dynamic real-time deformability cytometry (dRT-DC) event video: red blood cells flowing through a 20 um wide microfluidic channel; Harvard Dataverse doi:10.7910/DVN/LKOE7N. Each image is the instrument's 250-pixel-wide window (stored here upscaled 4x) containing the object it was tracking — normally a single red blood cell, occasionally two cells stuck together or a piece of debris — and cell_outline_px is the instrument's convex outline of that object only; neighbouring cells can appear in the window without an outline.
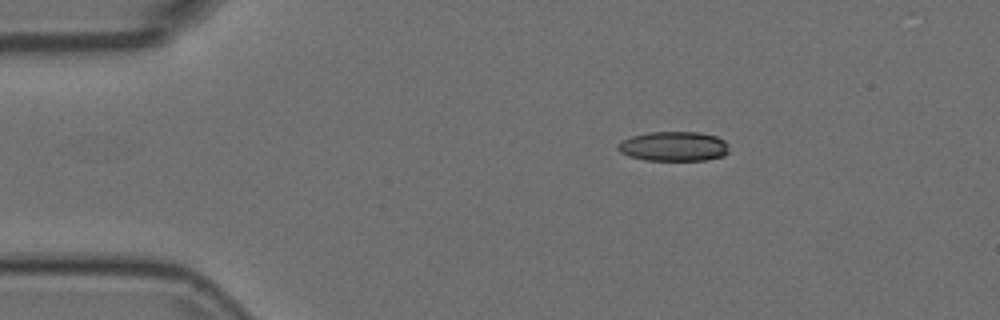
{"species": "Egyptian fruit bat (a non-hibernating species)", "species_latin": "Rousettus aegyptiacus", "temperature_condition": "room temperature", "stored_images_in_passage": 5, "camera_frame_rate_fps": 3000, "um_per_image_px": 0.085, "animal": {"sex": "female"}, "frame": {"image": 1, "passage_image": 2, "time_ms": 0.333, "image_size_px": [1000, 320], "cell_outline_px": [[728, 152], [724, 156], [708, 160], [644, 160], [628, 156], [620, 152], [616, 148], [616, 144], [620, 140], [632, 136], [648, 132], [700, 132], [716, 136], [724, 140], [728, 144]], "centroid_in_image_um": [57.24, 12.44], "position_along_channel_um": 27.8, "area_um2": 19.48}}
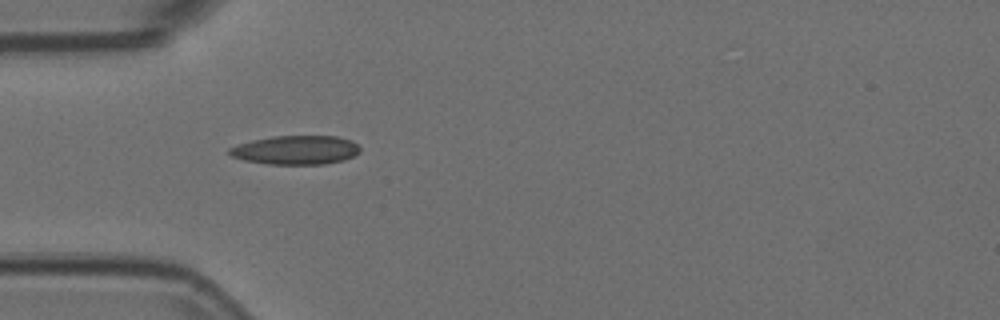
{"frame": {"image": 2, "passage_image": 4, "time_ms": 1.0, "image_size_px": [1000, 320], "cell_outline_px": [[360, 152], [344, 160], [324, 164], [268, 164], [244, 160], [232, 156], [228, 152], [228, 148], [236, 144], [252, 140], [272, 136], [336, 136], [352, 140], [360, 148]], "centroid_in_image_um": [25.13, 12.74], "position_along_channel_um": 59.9, "area_um2": 22.08}}
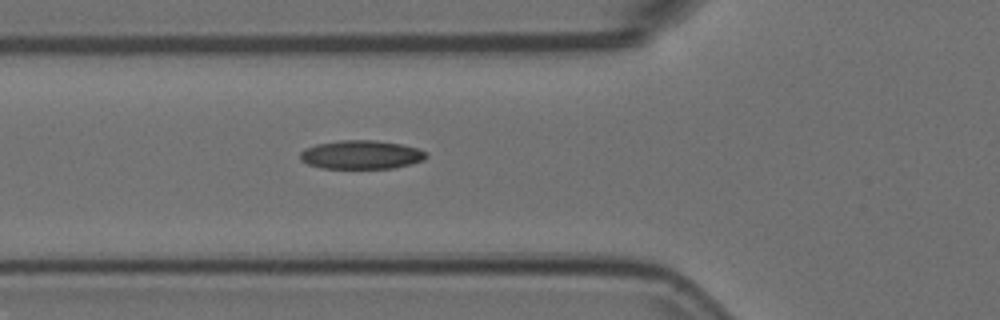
{"frame": {"image": 3, "passage_image": 5, "time_ms": 1.333, "image_size_px": [1000, 320], "cell_outline_px": [[428, 156], [424, 160], [392, 168], [320, 168], [308, 164], [300, 160], [300, 152], [304, 148], [316, 144], [340, 140], [376, 140], [400, 144], [416, 148], [428, 152]], "centroid_in_image_um": [30.68, 13.14], "position_along_channel_um": 95.1, "area_um2": 21.1}}